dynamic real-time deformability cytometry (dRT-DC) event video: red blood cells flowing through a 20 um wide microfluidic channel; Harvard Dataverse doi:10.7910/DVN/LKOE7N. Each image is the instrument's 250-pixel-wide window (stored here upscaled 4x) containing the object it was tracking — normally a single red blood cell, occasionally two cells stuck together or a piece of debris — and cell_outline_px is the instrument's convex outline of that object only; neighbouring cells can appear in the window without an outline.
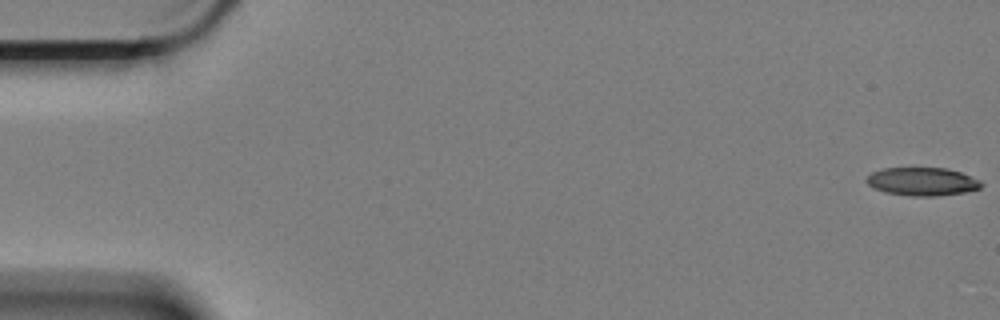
{"species": "Egyptian fruit bat (a non-hibernating species)", "species_latin": "Rousettus aegyptiacus", "temperature_condition": "cold", "stored_images_in_passage": 21, "camera_frame_rate_fps": 3000, "um_per_image_px": 0.085, "animal": {"sex": "female"}, "frame": {"image": 1, "passage_image": 1, "time_ms": 0.0, "image_size_px": [1000, 320], "cell_outline_px": [[984, 184], [980, 188], [964, 192], [936, 196], [912, 196], [884, 192], [868, 184], [868, 176], [872, 172], [884, 168], [948, 168], [960, 172], [980, 180]], "centroid_in_image_um": [78.43, 15.43], "position_along_channel_um": 6.6, "area_um2": 18.67}}
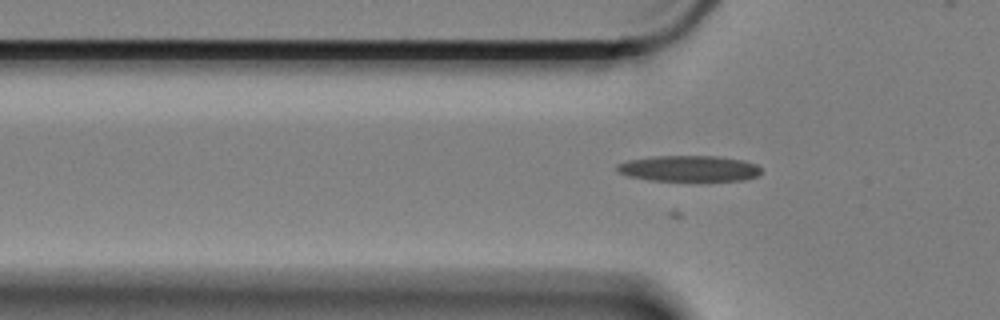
{"frame": {"image": 2, "passage_image": 19, "time_ms": 6.0, "image_size_px": [1000, 320], "cell_outline_px": [[760, 172], [756, 176], [744, 180], [648, 180], [628, 176], [620, 172], [616, 168], [616, 164], [628, 160], [652, 156], [716, 156], [740, 160], [756, 164], [760, 168]], "centroid_in_image_um": [58.52, 14.31], "position_along_channel_um": 67.3, "area_um2": 21.5}}